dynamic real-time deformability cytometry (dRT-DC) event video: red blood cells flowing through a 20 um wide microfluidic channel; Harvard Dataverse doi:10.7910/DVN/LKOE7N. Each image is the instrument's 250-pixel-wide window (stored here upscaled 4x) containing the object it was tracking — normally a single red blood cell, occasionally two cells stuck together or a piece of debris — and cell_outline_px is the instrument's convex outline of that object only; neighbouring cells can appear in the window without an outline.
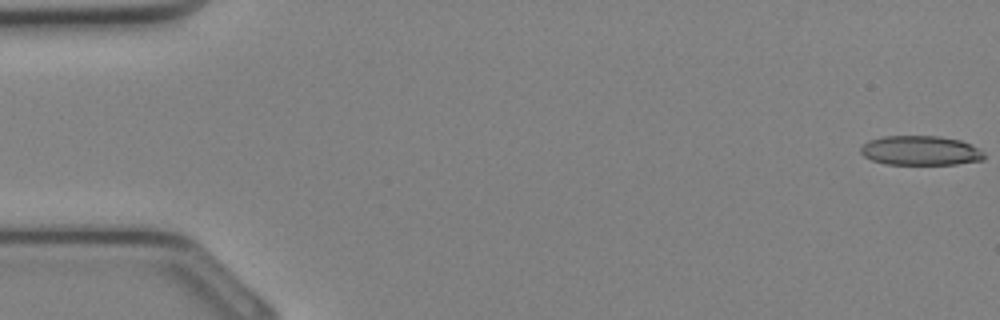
{"species": "Egyptian fruit bat (a non-hibernating species)", "species_latin": "Rousettus aegyptiacus", "temperature_condition": "cold", "stored_images_in_passage": 35, "segment_of_instrument_passage": [1, 2], "camera_frame_rate_fps": 3000, "um_per_image_px": 0.085, "animal": {"sex": "female"}, "frame": {"image": 1, "passage_image": 1, "time_ms": 0.0, "image_size_px": [1000, 320], "cell_outline_px": [[984, 160], [956, 164], [884, 164], [872, 160], [864, 156], [860, 152], [860, 148], [868, 140], [884, 136], [940, 136], [960, 140], [980, 148], [984, 152]], "centroid_in_image_um": [78.25, 12.8], "position_along_channel_um": 6.7, "area_um2": 21.33}}
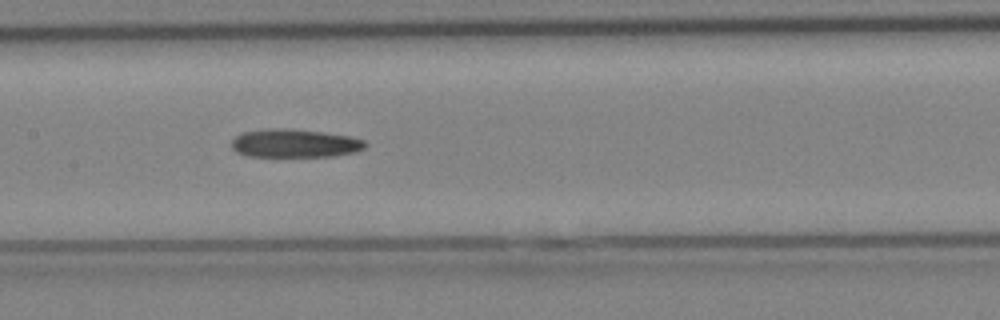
{"frame": {"image": 2, "passage_image": 17, "time_ms": 5.333, "image_size_px": [1000, 320], "cell_outline_px": [[368, 144], [364, 148], [356, 152], [332, 156], [248, 156], [236, 152], [232, 148], [232, 140], [236, 136], [244, 132], [268, 128], [280, 128], [324, 132], [348, 136], [364, 140]], "centroid_in_image_um": [25.06, 12.18], "position_along_channel_um": 182.3, "area_um2": 21.96}}
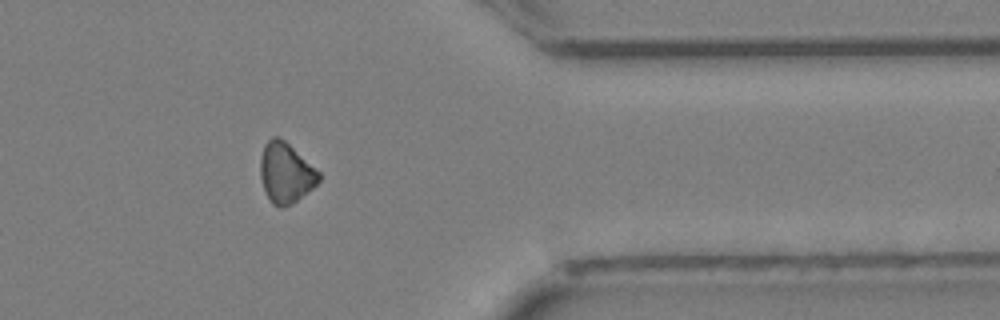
{"frame": {"image": 3, "passage_image": 28, "time_ms": 9.0, "image_size_px": [1000, 320], "cell_outline_px": [[320, 180], [312, 188], [296, 200], [284, 208], [272, 204], [264, 188], [260, 176], [260, 156], [264, 144], [272, 136], [280, 136], [320, 172]], "centroid_in_image_um": [24.27, 14.66], "position_along_channel_um": 387.1, "area_um2": 20.4}}